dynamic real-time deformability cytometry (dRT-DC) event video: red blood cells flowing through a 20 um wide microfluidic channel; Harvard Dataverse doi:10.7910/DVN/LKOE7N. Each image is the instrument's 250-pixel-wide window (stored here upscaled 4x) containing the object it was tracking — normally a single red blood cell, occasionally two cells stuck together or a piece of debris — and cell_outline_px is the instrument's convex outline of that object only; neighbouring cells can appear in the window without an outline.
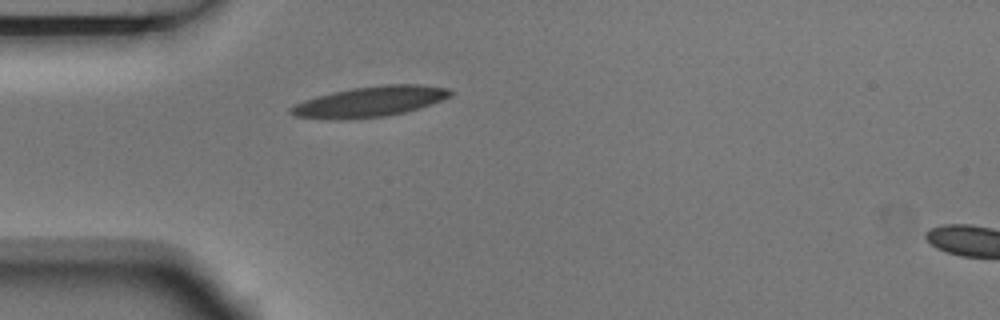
{"species": "Egyptian fruit bat (a non-hibernating species)", "species_latin": "Rousettus aegyptiacus", "temperature_condition": "room temperature", "stored_images_in_passage": 5, "segment_of_instrument_passage": [1, 2], "camera_frame_rate_fps": 3000, "um_per_image_px": 0.085, "animal": {"sex": "male"}, "frame": {"image": 1, "passage_image": 4, "time_ms": 1.0, "image_size_px": [1000, 320], "cell_outline_px": [[452, 96], [404, 112], [384, 116], [344, 120], [328, 120], [296, 116], [288, 112], [288, 108], [304, 100], [316, 96], [332, 92], [352, 88], [384, 84], [420, 84], [448, 88], [452, 92]], "centroid_in_image_um": [31.38, 8.64], "position_along_channel_um": 53.6, "area_um2": 28.26}}